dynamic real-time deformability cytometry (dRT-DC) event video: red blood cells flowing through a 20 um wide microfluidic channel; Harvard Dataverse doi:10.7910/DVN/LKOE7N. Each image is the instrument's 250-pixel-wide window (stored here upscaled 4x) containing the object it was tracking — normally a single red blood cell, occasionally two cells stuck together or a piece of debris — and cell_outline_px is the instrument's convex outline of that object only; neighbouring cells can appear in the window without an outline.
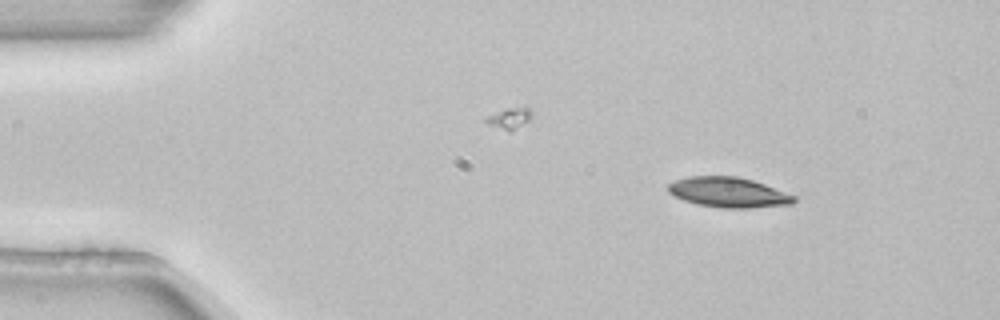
{"species": "common noctule bat (a hibernating species)", "species_latin": "Nyctalus noctula", "temperature_condition": "room temperature", "stored_images_in_passage": 3, "camera_frame_rate_fps": 3000, "um_per_image_px": 0.085, "animal": {"sex": "female", "body_mass_g": 22.7, "forearm_length_mm": 54.2}, "frame": {"image": 1, "passage_image": 1, "time_ms": 0.0, "image_size_px": [1000, 320], "cell_outline_px": [[796, 200], [792, 204], [748, 208], [724, 208], [696, 204], [684, 200], [668, 192], [668, 184], [676, 180], [688, 176], [740, 176], [764, 184], [796, 196]], "centroid_in_image_um": [61.92, 16.34], "position_along_channel_um": 23.1, "area_um2": 22.02}}